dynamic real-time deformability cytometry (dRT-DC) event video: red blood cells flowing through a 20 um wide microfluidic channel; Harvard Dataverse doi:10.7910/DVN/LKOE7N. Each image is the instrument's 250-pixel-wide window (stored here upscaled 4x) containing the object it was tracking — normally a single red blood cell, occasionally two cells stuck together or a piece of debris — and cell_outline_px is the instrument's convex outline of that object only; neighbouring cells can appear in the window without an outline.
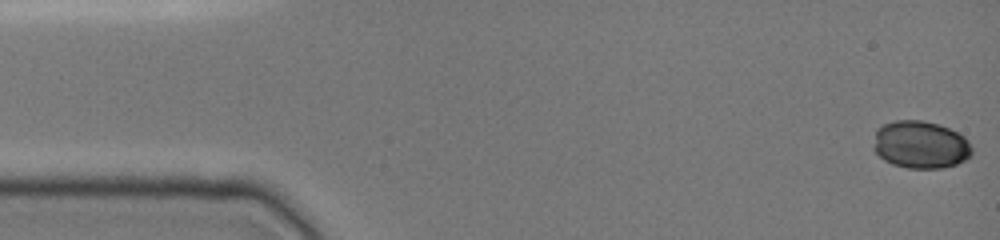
{"species": "common noctule bat (a hibernating species)", "species_latin": "Nyctalus noctula", "temperature_condition": "cold", "stored_images_in_passage": 48, "camera_frame_rate_fps": 3000, "um_per_image_px": 0.085, "animal": {"sex": "female", "body_mass_g": 19.0, "forearm_length_mm": 51.5}, "frame": {"image": 1, "passage_image": 1, "time_ms": 0.0, "image_size_px": [1000, 240], "cell_outline_px": [[972, 156], [956, 164], [944, 168], [908, 168], [892, 164], [884, 160], [876, 152], [876, 128], [884, 124], [896, 120], [924, 120], [940, 124], [964, 136], [968, 140], [972, 148]], "centroid_in_image_um": [78.29, 12.29], "position_along_channel_um": 6.7, "area_um2": 27.22}}
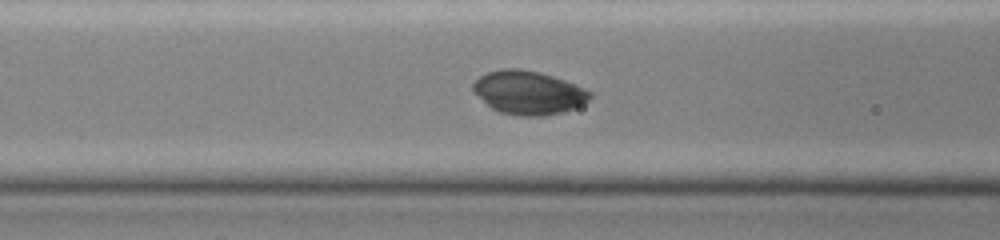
{"frame": {"image": 2, "passage_image": 19, "time_ms": 6.0, "image_size_px": [1000, 240], "cell_outline_px": [[592, 96], [588, 100], [572, 108], [560, 112], [544, 116], [520, 116], [500, 112], [492, 108], [472, 92], [472, 84], [480, 76], [488, 72], [504, 68], [520, 68], [540, 72], [576, 84], [592, 92]], "centroid_in_image_um": [44.89, 7.86], "position_along_channel_um": 121.7, "area_um2": 29.54}}
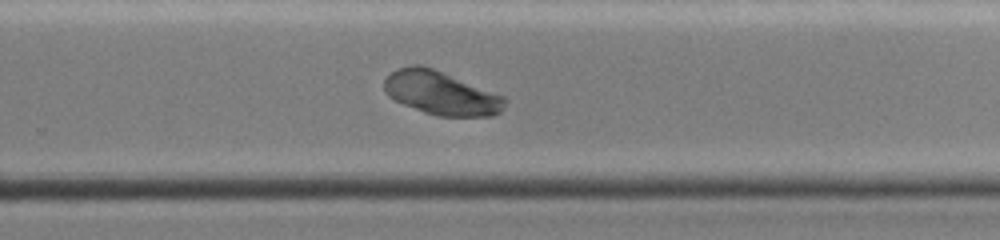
{"frame": {"image": 3, "passage_image": 32, "time_ms": 10.333, "image_size_px": [1000, 240], "cell_outline_px": [[508, 100], [504, 108], [500, 112], [492, 116], [436, 116], [424, 112], [404, 104], [388, 96], [384, 92], [384, 80], [396, 68], [412, 64], [420, 64], [432, 68], [504, 96]], "centroid_in_image_um": [37.49, 7.91], "position_along_channel_um": 292.3, "area_um2": 30.52}, "authors_computed_cell_mechanics": {"area_um2": 29.7381, "velocity_mm_per_s": 3.9506, "shape_relaxation_time_tau1_ms": 0.6935, "shape_relaxation_time_tau2_ms": null, "deformation_change_tau1": 0.0127, "deformation_change_tau2": null}}